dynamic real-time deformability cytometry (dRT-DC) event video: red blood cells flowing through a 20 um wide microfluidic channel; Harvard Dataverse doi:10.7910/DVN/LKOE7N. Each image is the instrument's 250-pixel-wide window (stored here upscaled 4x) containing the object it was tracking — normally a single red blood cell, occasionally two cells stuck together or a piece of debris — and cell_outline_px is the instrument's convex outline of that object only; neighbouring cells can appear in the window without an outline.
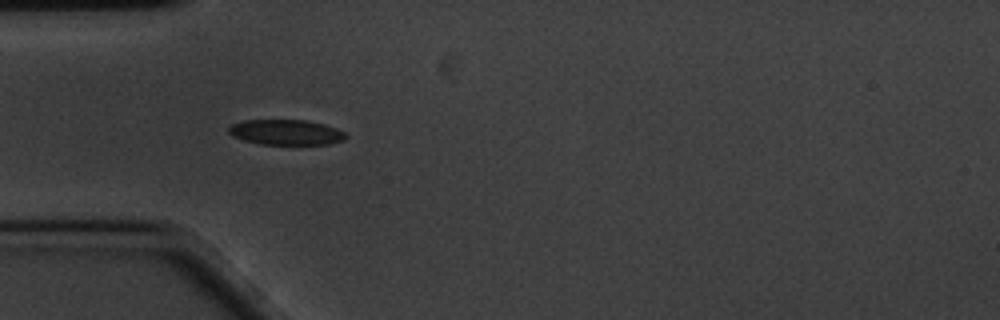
{"species": "common noctule bat (a hibernating species)", "species_latin": "Nyctalus noctula", "temperature_condition": "cold", "stored_images_in_passage": 42, "camera_frame_rate_fps": 3000, "um_per_image_px": 0.085, "animal": {"sex": "male", "body_mass_g": 20.1, "forearm_length_mm": 53.5}, "frame": {"image": 1, "passage_image": 1, "time_ms": 0.0, "image_size_px": [1000, 320], "cell_outline_px": [[348, 136], [344, 140], [328, 144], [260, 144], [244, 140], [232, 136], [228, 132], [228, 128], [232, 124], [244, 120], [304, 120], [324, 124], [336, 128], [344, 132]], "centroid_in_image_um": [24.31, 11.24], "position_along_channel_um": 60.7, "area_um2": 17.22}}
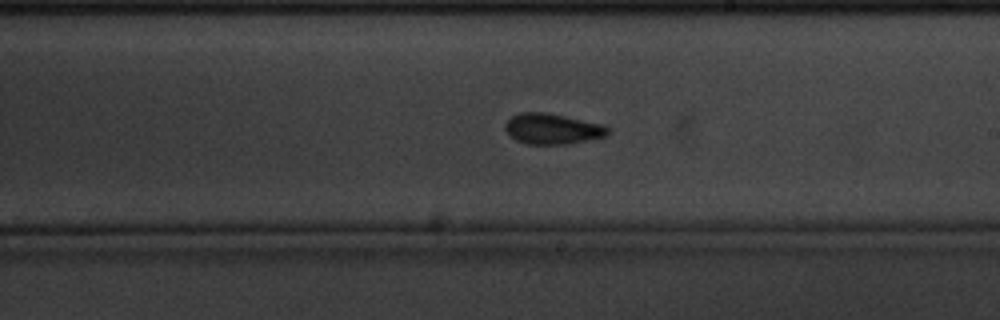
{"frame": {"image": 2, "passage_image": 17, "time_ms": 5.333, "image_size_px": [1000, 320], "cell_outline_px": [[612, 128], [608, 136], [568, 144], [528, 144], [516, 140], [504, 128], [504, 124], [512, 116], [520, 112], [548, 112], [604, 124]], "centroid_in_image_um": [47.02, 10.94], "position_along_channel_um": 242.0, "area_um2": 18.61}}
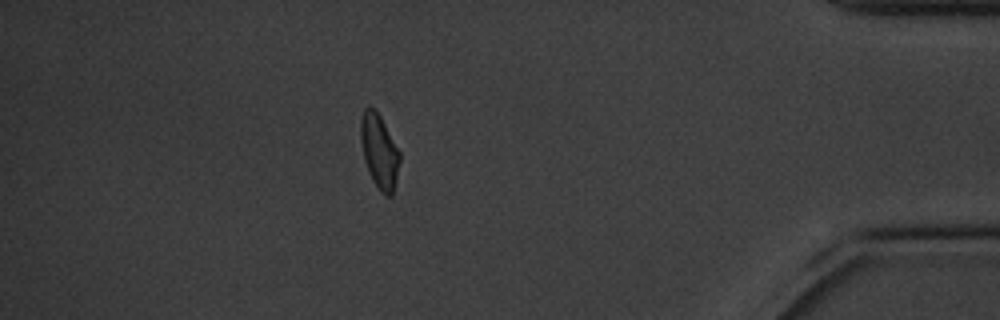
{"frame": {"image": 3, "passage_image": 35, "time_ms": 11.333, "image_size_px": [1000, 320], "cell_outline_px": [[400, 160], [396, 180], [392, 196], [384, 196], [380, 192], [372, 180], [368, 172], [364, 160], [360, 140], [360, 120], [364, 108], [368, 104], [376, 108], [400, 152]], "centroid_in_image_um": [32.22, 12.83], "position_along_channel_um": 403.0, "area_um2": 17.22}, "authors_computed_cell_mechanics": {"area_um2": 17.5423, "velocity_mm_per_s": 3.4194, "shape_relaxation_time_tau1_ms": 3.245, "shape_relaxation_time_tau2_ms": 4.0028, "deformation_change_tau1": 0.0758, "deformation_change_tau2": 0.0595}}